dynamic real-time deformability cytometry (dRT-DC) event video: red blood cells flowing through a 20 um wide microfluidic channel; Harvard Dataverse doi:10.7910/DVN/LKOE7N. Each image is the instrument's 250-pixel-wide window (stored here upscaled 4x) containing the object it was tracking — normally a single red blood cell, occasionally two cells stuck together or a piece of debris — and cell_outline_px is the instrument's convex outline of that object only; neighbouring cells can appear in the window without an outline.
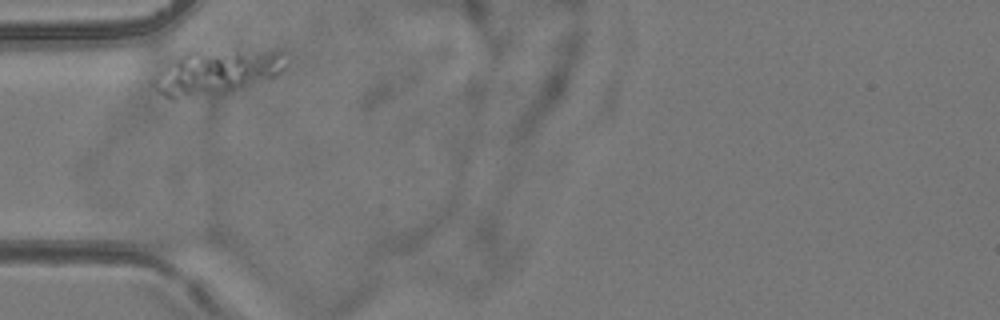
{"species": "common noctule bat (a hibernating species)", "species_latin": "Nyctalus noctula", "temperature_condition": "room temperature", "stored_images_in_passage": 9, "camera_frame_rate_fps": 3000, "um_per_image_px": 0.085, "animal": {"sex": "female", "body_mass_g": 24.6, "forearm_length_mm": 56.2}, "frame": {"image": 1, "passage_image": 1, "time_ms": 0.0, "image_size_px": [1000, 320], "cell_outline_px": [[284, 68], [276, 76], [232, 92], [176, 100], [172, 100], [164, 96], [152, 84], [152, 80], [164, 68], [184, 52], [236, 48], [240, 48], [280, 52]], "centroid_in_image_um": [18.39, 6.13], "position_along_channel_um": 66.6, "area_um2": 34.62}}
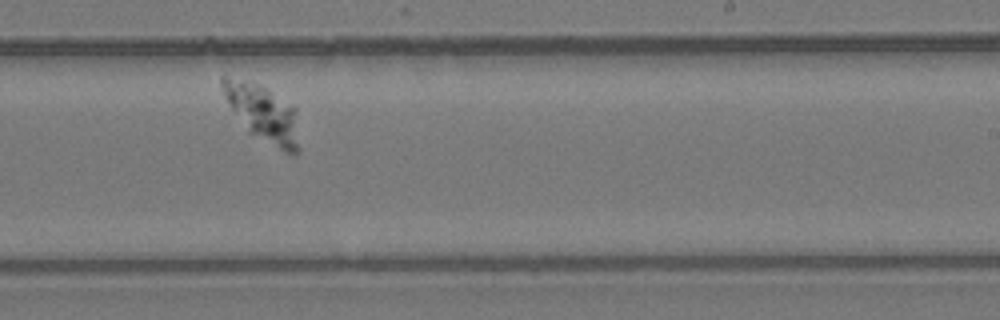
{"frame": {"image": 2, "passage_image": 6, "time_ms": 5.667, "image_size_px": [1000, 320], "cell_outline_px": [[300, 152], [284, 152], [248, 132], [224, 96], [220, 84], [220, 76], [224, 72], [260, 84], [296, 108], [300, 148]], "centroid_in_image_um": [22.32, 9.56], "position_along_channel_um": 266.7, "area_um2": 25.78}}
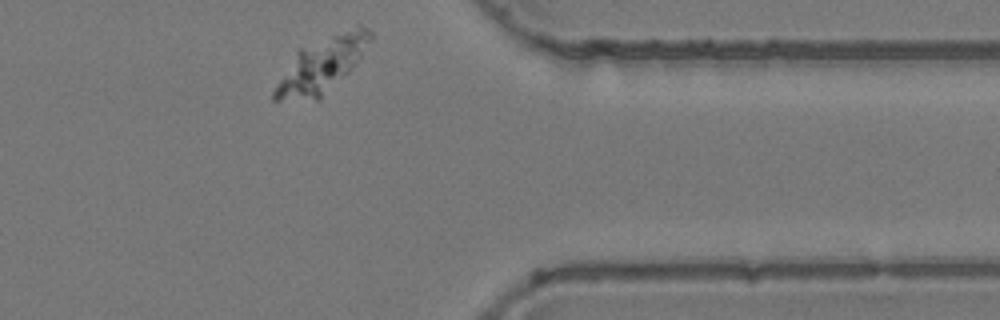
{"frame": {"image": 3, "passage_image": 9, "time_ms": 9.333, "image_size_px": [1000, 320], "cell_outline_px": [[372, 36], [360, 56], [348, 72], [320, 100], [272, 100], [272, 92], [276, 84], [296, 52], [300, 48], [356, 24], [360, 24], [368, 28], [372, 32]], "centroid_in_image_um": [27.34, 5.52], "position_along_channel_um": 384.1, "area_um2": 30.17}}